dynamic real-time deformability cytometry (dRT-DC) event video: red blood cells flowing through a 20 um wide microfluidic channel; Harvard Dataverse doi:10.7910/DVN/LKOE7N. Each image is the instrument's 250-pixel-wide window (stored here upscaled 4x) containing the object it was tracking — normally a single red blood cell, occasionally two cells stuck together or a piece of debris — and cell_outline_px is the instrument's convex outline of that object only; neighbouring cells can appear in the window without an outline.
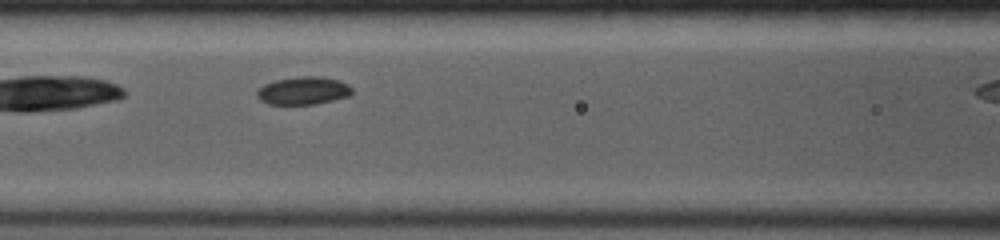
{"species": "common noctule bat (a hibernating species)", "species_latin": "Nyctalus noctula", "temperature_condition": "room temperature", "stored_images_in_passage": 8, "camera_frame_rate_fps": 4000, "um_per_image_px": 0.085, "animal": {"sex": "female", "body_mass_g": 19.0, "forearm_length_mm": 53.3}, "frame": {"image": 1, "passage_image": 7, "time_ms": 2.5, "image_size_px": [1000, 240], "cell_outline_px": [[352, 92], [348, 96], [316, 104], [268, 104], [260, 100], [256, 96], [256, 92], [264, 84], [276, 80], [296, 76], [320, 76], [336, 80], [348, 84], [352, 88]], "centroid_in_image_um": [25.75, 7.7], "position_along_channel_um": 140.8, "area_um2": 15.37}}